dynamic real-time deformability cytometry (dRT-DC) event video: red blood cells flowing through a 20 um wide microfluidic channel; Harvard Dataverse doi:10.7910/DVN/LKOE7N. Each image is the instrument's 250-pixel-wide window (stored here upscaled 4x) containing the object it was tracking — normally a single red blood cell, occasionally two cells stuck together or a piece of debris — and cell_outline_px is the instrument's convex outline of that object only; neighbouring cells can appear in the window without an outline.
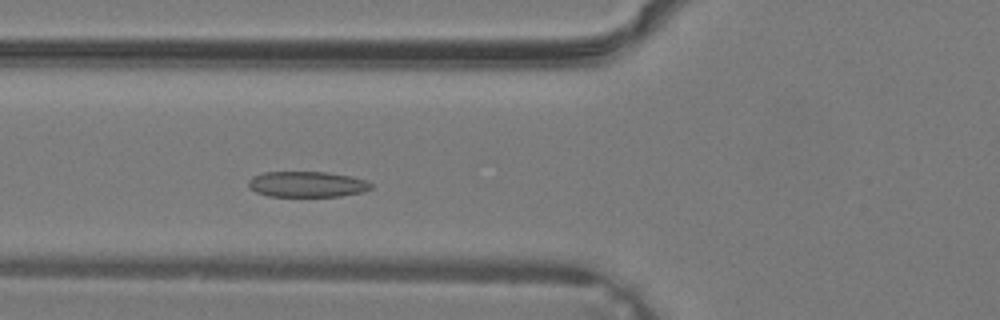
{"species": "common noctule bat (a hibernating species)", "species_latin": "Nyctalus noctula", "temperature_condition": "warm", "stored_images_in_passage": 24, "camera_frame_rate_fps": 3000, "um_per_image_px": 0.085, "animal": {"sex": "male", "body_mass_g": 19.2, "forearm_length_mm": 51.8}, "frame": {"image": 1, "passage_image": 8, "time_ms": 2.333, "image_size_px": [1000, 320], "cell_outline_px": [[372, 188], [364, 192], [340, 196], [268, 196], [256, 192], [248, 184], [248, 180], [252, 176], [264, 172], [324, 172], [352, 176], [364, 180], [372, 184]], "centroid_in_image_um": [26.1, 15.66], "position_along_channel_um": 99.7, "area_um2": 18.32}}
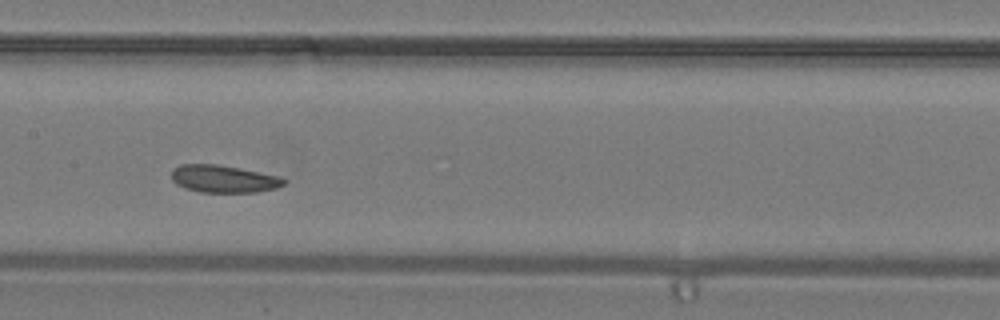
{"frame": {"image": 2, "passage_image": 13, "time_ms": 4.0, "image_size_px": [1000, 320], "cell_outline_px": [[284, 184], [276, 188], [256, 192], [200, 192], [184, 188], [176, 184], [172, 180], [172, 172], [180, 164], [216, 164], [240, 168], [280, 176], [284, 180]], "centroid_in_image_um": [18.99, 15.2], "position_along_channel_um": 188.4, "area_um2": 17.86}}
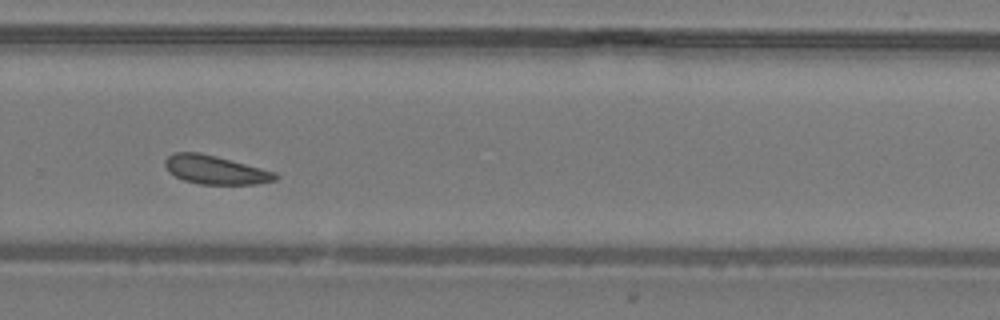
{"frame": {"image": 3, "passage_image": 20, "time_ms": 6.333, "image_size_px": [1000, 320], "cell_outline_px": [[280, 176], [276, 180], [256, 184], [200, 184], [184, 180], [168, 172], [164, 164], [164, 160], [172, 152], [196, 152], [216, 156], [276, 172]], "centroid_in_image_um": [18.29, 14.44], "position_along_channel_um": 311.5, "area_um2": 18.38}}